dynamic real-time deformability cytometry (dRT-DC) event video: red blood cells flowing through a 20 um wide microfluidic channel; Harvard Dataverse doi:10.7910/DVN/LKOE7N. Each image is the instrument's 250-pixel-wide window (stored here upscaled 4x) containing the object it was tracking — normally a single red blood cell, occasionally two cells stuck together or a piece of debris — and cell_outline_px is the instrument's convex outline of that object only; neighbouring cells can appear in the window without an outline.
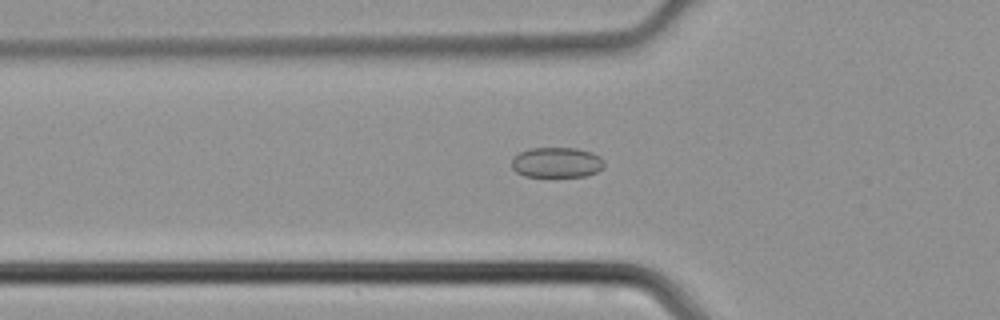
{"species": "common noctule bat (a hibernating species)", "species_latin": "Nyctalus noctula", "temperature_condition": "cold", "stored_images_in_passage": 46, "camera_frame_rate_fps": 3000, "um_per_image_px": 0.085, "animal": {"sex": "male", "body_mass_g": 21.5, "forearm_length_mm": 52.0}, "frame": {"image": 1, "passage_image": 16, "time_ms": 5.0, "image_size_px": [1000, 320], "cell_outline_px": [[604, 168], [588, 176], [524, 176], [516, 172], [512, 168], [512, 160], [520, 152], [528, 148], [576, 148], [592, 152], [600, 156], [604, 160]], "centroid_in_image_um": [47.35, 13.8], "position_along_channel_um": 78.5, "area_um2": 16.42}}
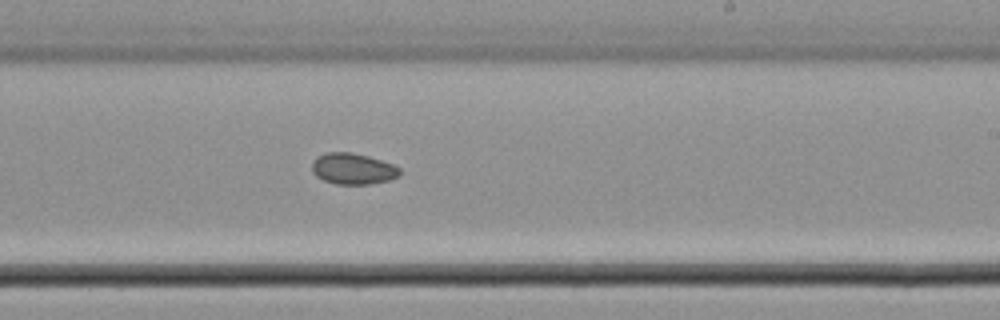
{"frame": {"image": 2, "passage_image": 28, "time_ms": 9.0, "image_size_px": [1000, 320], "cell_outline_px": [[400, 176], [388, 180], [368, 184], [336, 184], [324, 180], [316, 176], [312, 172], [312, 160], [316, 156], [324, 152], [352, 152], [368, 156], [392, 164], [400, 168]], "centroid_in_image_um": [29.96, 14.33], "position_along_channel_um": 259.0, "area_um2": 16.01}}
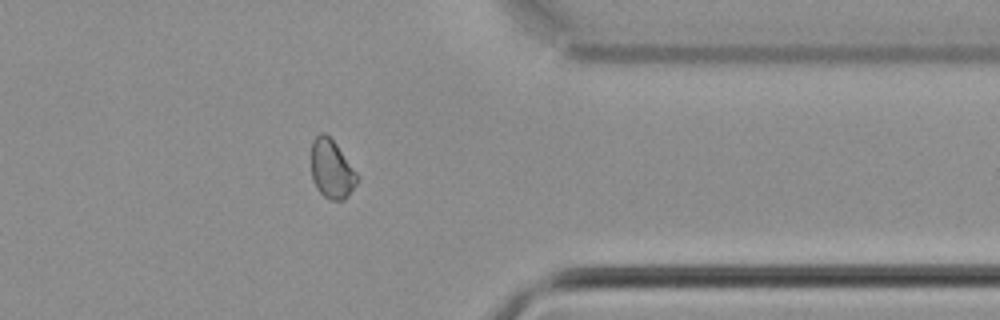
{"frame": {"image": 3, "passage_image": 37, "time_ms": 12.0, "image_size_px": [1000, 320], "cell_outline_px": [[360, 176], [356, 184], [348, 196], [344, 200], [332, 200], [324, 196], [316, 188], [312, 176], [312, 140], [320, 132], [324, 132], [336, 144]], "centroid_in_image_um": [28.21, 14.38], "position_along_channel_um": 383.2, "area_um2": 15.66}}